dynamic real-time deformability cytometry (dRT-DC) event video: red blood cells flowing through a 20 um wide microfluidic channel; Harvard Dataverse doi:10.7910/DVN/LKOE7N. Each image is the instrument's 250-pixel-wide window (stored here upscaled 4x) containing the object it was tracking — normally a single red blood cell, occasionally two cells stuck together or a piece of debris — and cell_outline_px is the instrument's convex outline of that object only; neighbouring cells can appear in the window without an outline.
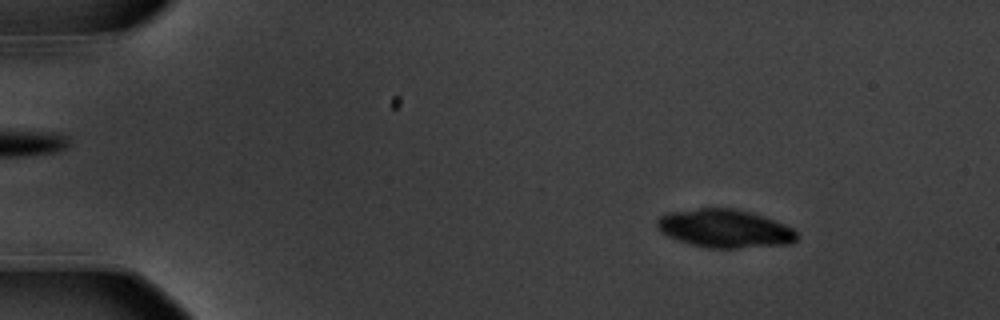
{"species": "common noctule bat (a hibernating species)", "species_latin": "Nyctalus noctula", "temperature_condition": "warm", "stored_images_in_passage": 57, "camera_frame_rate_fps": 3000, "um_per_image_px": 0.085, "animal": {"sex": "male", "body_mass_g": 20.1, "forearm_length_mm": 53.5}, "frame": {"image": 1, "passage_image": 8, "time_ms": 2.333, "image_size_px": [1000, 320], "cell_outline_px": [[796, 240], [792, 244], [736, 248], [708, 248], [692, 244], [668, 236], [660, 232], [656, 224], [656, 220], [660, 216], [668, 212], [700, 208], [732, 208], [748, 212], [784, 224], [792, 228], [796, 232]], "centroid_in_image_um": [61.57, 19.43], "position_along_channel_um": 23.4, "area_um2": 30.87}, "authors_computed_cell_mechanics": {"area_um2": 23.6402, "velocity_mm_per_s": 3.5425, "shape_relaxation_time_tau1_ms": 2.0045, "shape_relaxation_time_tau2_ms": null, "deformation_change_tau1": 0.0987, "deformation_change_tau2": null}}